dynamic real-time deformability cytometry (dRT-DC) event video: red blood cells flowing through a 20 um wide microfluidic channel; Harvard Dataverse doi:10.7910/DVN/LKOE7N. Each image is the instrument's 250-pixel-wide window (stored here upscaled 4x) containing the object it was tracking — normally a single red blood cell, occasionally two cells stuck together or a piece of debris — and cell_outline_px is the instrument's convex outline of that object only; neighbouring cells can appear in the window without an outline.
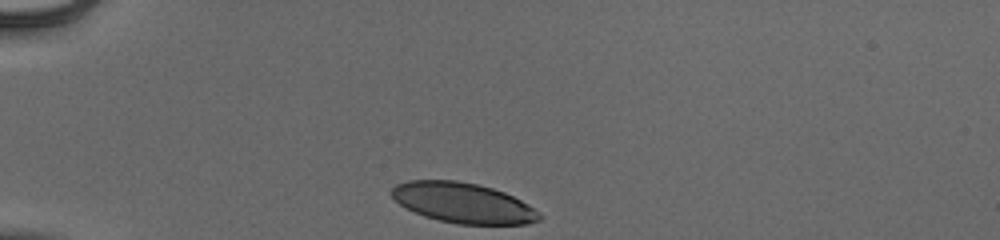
{"species": "human", "species_latin": "Homo sapiens", "temperature_condition": "cold", "stored_images_in_passage": 32, "camera_frame_rate_fps": 3000, "um_per_image_px": 0.085, "donor": {"sex": "male"}, "frame": {"image": 1, "passage_image": 1, "time_ms": 0.0, "image_size_px": [1000, 240], "cell_outline_px": [[544, 216], [540, 220], [528, 224], [460, 224], [440, 220], [424, 216], [400, 204], [388, 192], [396, 184], [408, 180], [456, 180], [476, 184], [492, 188], [504, 192], [528, 204]], "centroid_in_image_um": [39.37, 17.24], "position_along_channel_um": 45.6, "area_um2": 34.51}}
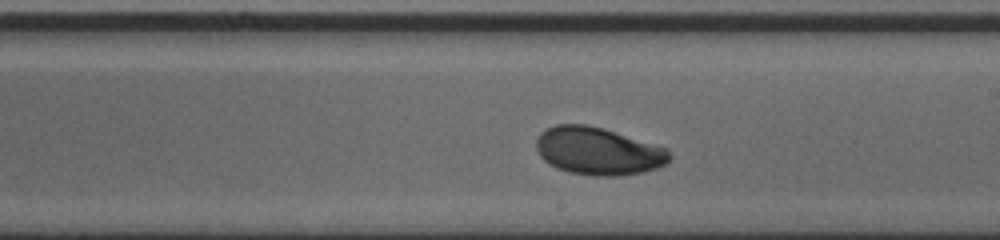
{"frame": {"image": 2, "passage_image": 19, "time_ms": 6.0, "image_size_px": [1000, 240], "cell_outline_px": [[672, 156], [668, 164], [644, 172], [620, 176], [596, 176], [568, 172], [556, 168], [544, 160], [540, 156], [536, 148], [536, 140], [540, 132], [544, 128], [556, 124], [588, 124], [604, 128], [668, 148]], "centroid_in_image_um": [50.86, 12.84], "position_along_channel_um": 238.1, "area_um2": 37.51}}
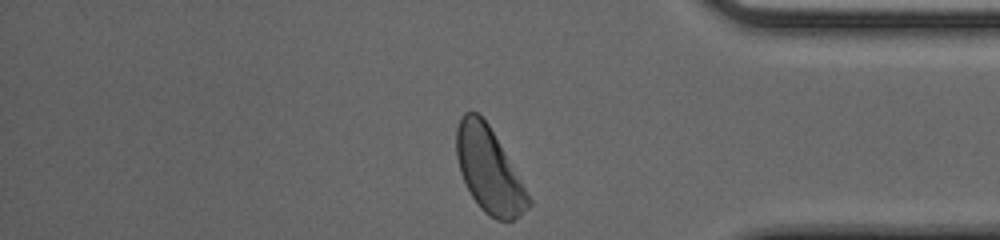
{"frame": {"image": 3, "passage_image": 32, "time_ms": 10.333, "image_size_px": [1000, 240], "cell_outline_px": [[532, 204], [520, 216], [512, 220], [496, 220], [488, 216], [480, 208], [472, 196], [460, 172], [456, 156], [456, 128], [460, 116], [464, 112], [476, 112], [488, 124], [532, 200]], "centroid_in_image_um": [41.54, 14.48], "position_along_channel_um": 393.7, "area_um2": 35.2}, "authors_computed_cell_mechanics": {"area_um2": 36.5296, "velocity_mm_per_s": 3.8997, "shape_relaxation_time_tau1_ms": 2.3848, "shape_relaxation_time_tau2_ms": null, "deformation_change_tau1": 0.1063, "deformation_change_tau2": null}}